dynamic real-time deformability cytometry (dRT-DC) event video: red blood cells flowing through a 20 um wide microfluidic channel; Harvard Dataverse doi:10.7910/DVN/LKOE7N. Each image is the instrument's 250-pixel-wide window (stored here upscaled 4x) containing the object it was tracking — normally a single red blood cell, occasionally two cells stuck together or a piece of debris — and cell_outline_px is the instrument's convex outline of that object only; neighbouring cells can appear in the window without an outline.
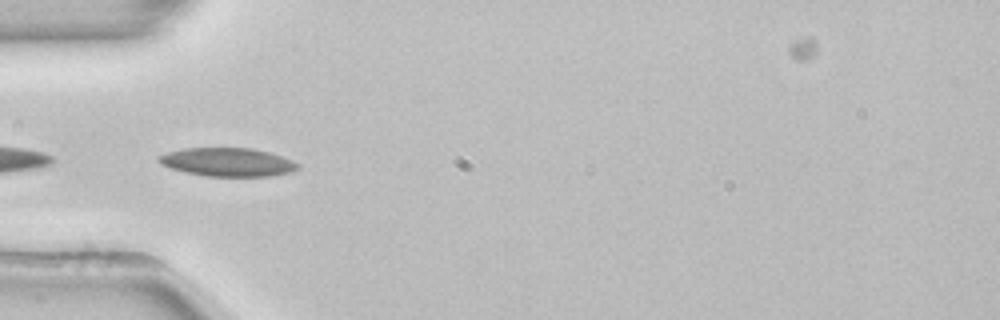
{"species": "common noctule bat (a hibernating species)", "species_latin": "Nyctalus noctula", "temperature_condition": "room temperature", "stored_images_in_passage": 39, "camera_frame_rate_fps": 3000, "um_per_image_px": 0.085, "animal": {"sex": "female", "body_mass_g": 22.7, "forearm_length_mm": 54.2}, "frame": {"image": 1, "passage_image": 17, "time_ms": 5.333, "image_size_px": [1000, 320], "cell_outline_px": [[300, 168], [292, 172], [268, 176], [204, 176], [184, 172], [160, 164], [156, 160], [156, 156], [168, 152], [184, 148], [252, 148], [268, 152], [292, 160], [300, 164]], "centroid_in_image_um": [19.33, 13.78], "position_along_channel_um": 65.7, "area_um2": 23.18}}